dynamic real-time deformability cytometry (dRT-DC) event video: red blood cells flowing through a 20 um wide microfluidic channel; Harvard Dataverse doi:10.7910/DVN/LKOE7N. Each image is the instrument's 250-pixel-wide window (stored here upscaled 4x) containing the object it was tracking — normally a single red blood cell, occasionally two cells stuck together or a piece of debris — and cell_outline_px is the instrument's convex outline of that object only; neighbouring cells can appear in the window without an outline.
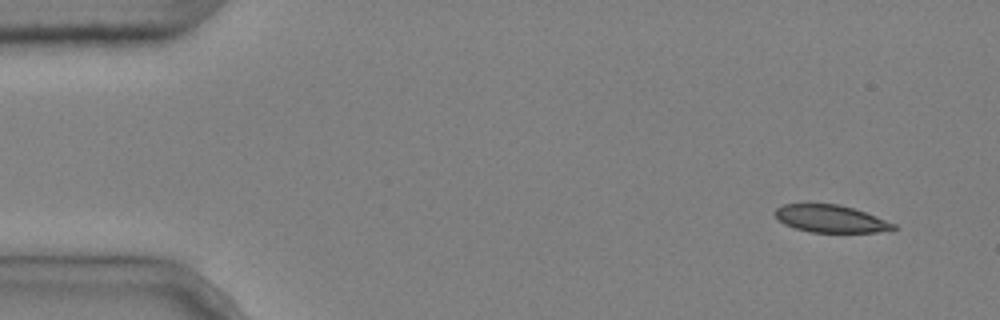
{"species": "common noctule bat (a hibernating species)", "species_latin": "Nyctalus noctula", "temperature_condition": "cold", "stored_images_in_passage": 3, "camera_frame_rate_fps": 3000, "um_per_image_px": 0.085, "animal": {"sex": "male", "body_mass_g": 20.4}, "frame": {"image": 1, "passage_image": 1, "time_ms": 0.0, "image_size_px": [1000, 320], "cell_outline_px": [[896, 228], [876, 232], [812, 232], [796, 228], [784, 224], [776, 220], [776, 208], [784, 204], [836, 204], [852, 208], [876, 216], [896, 224]], "centroid_in_image_um": [70.58, 18.59], "position_along_channel_um": 14.4, "area_um2": 18.61}}